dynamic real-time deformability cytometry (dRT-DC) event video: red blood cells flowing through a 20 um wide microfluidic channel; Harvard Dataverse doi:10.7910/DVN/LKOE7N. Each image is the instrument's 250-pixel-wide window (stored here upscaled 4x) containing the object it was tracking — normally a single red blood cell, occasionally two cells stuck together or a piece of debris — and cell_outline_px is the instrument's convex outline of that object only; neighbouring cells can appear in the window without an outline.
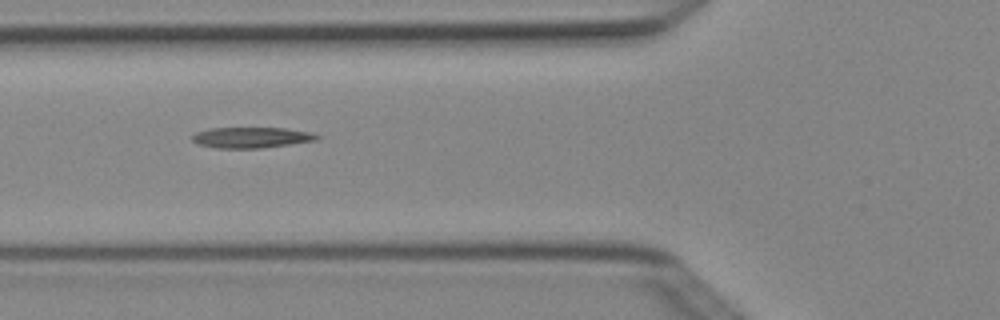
{"species": "Egyptian fruit bat (a non-hibernating species)", "species_latin": "Rousettus aegyptiacus", "temperature_condition": "cold", "stored_images_in_passage": 4, "camera_frame_rate_fps": 3000, "um_per_image_px": 0.085, "animal": {"sex": "female"}, "frame": {"image": 1, "passage_image": 3, "time_ms": 0.667, "image_size_px": [1000, 320], "cell_outline_px": [[320, 136], [316, 140], [260, 148], [216, 148], [196, 144], [192, 140], [192, 136], [196, 132], [208, 128], [284, 128], [308, 132]], "centroid_in_image_um": [21.28, 11.69], "position_along_channel_um": 104.5, "area_um2": 14.91}}
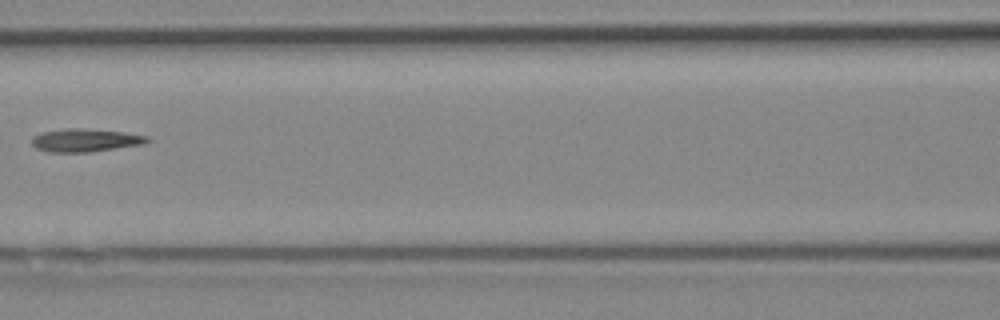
{"frame": {"image": 2, "passage_image": 4, "time_ms": 1.0, "image_size_px": [1000, 320], "cell_outline_px": [[152, 140], [144, 144], [88, 152], [48, 152], [36, 148], [32, 144], [32, 136], [44, 132], [68, 128], [84, 128], [124, 132], [148, 136]], "centroid_in_image_um": [7.27, 11.92], "position_along_channel_um": 159.3, "area_um2": 15.49}}